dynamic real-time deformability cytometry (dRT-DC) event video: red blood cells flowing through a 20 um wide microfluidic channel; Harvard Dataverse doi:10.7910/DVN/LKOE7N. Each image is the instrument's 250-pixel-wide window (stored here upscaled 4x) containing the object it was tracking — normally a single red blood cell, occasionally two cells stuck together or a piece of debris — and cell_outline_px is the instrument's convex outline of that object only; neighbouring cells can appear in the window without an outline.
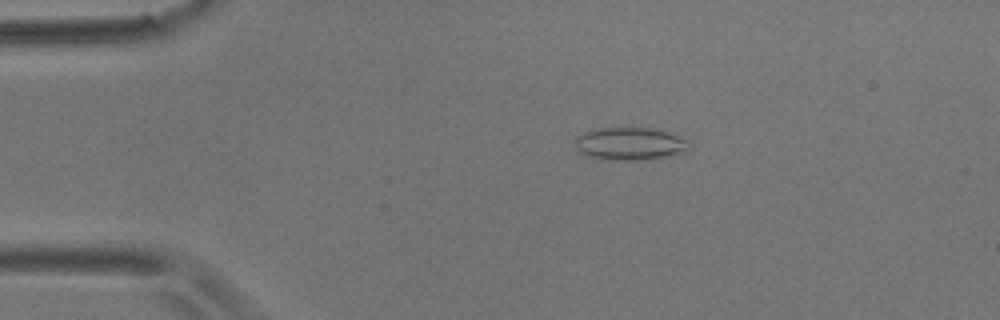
{"species": "common noctule bat (a hibernating species)", "species_latin": "Nyctalus noctula", "temperature_condition": "room temperature", "stored_images_in_passage": 54, "camera_frame_rate_fps": 3000, "um_per_image_px": 0.085, "animal": {"sex": "male", "body_mass_g": 17.9}, "frame": {"image": 1, "passage_image": 10, "time_ms": 3.0, "image_size_px": [1000, 320], "cell_outline_px": [[688, 148], [684, 152], [648, 160], [612, 160], [588, 156], [580, 152], [576, 148], [576, 136], [592, 128], [652, 128], [668, 132], [688, 140]], "centroid_in_image_um": [53.52, 12.21], "position_along_channel_um": 31.5, "area_um2": 21.73}}
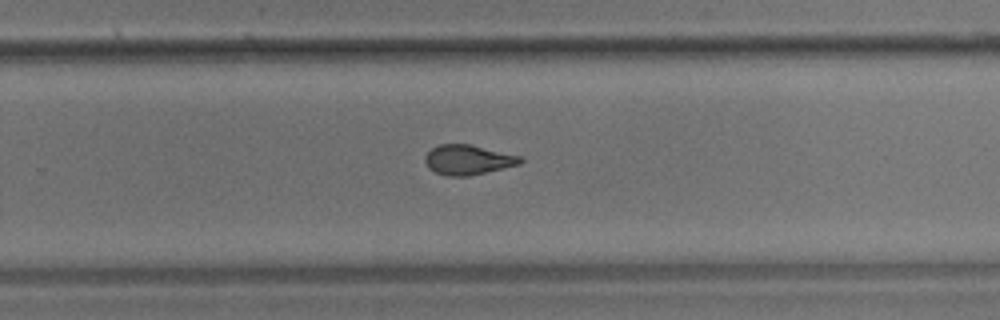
{"frame": {"image": 2, "passage_image": 35, "time_ms": 11.333, "image_size_px": [1000, 320], "cell_outline_px": [[524, 160], [520, 164], [468, 176], [448, 176], [436, 172], [428, 168], [424, 160], [424, 156], [432, 148], [440, 144], [472, 144], [524, 156]], "centroid_in_image_um": [39.81, 13.56], "position_along_channel_um": 290.0, "area_um2": 16.76}}
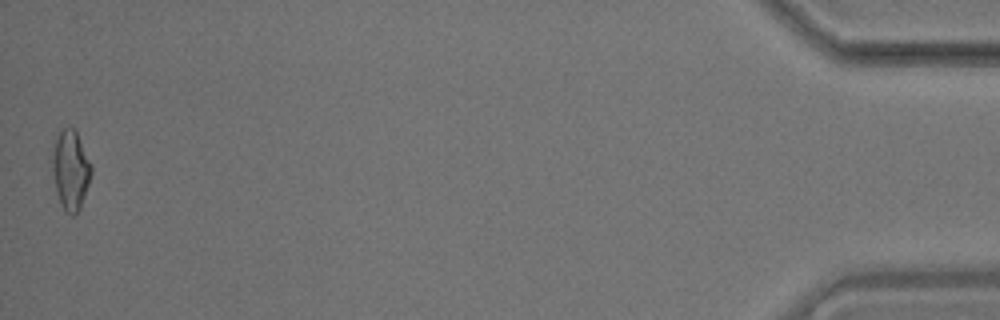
{"frame": {"image": 3, "passage_image": 54, "time_ms": 17.667, "image_size_px": [1000, 320], "cell_outline_px": [[92, 172], [80, 208], [72, 216], [64, 212], [56, 192], [48, 160], [48, 156], [60, 132], [68, 124], [76, 132], [92, 164]], "centroid_in_image_um": [5.94, 14.43], "position_along_channel_um": 429.3, "area_um2": 18.55}, "authors_computed_cell_mechanics": {"area_um2": 17.2533, "velocity_mm_per_s": 3.6522, "shape_relaxation_time_tau1_ms": 6.9767, "shape_relaxation_time_tau2_ms": 1.5627, "deformation_change_tau1": 0.1553, "deformation_change_tau2": 0.0669}}